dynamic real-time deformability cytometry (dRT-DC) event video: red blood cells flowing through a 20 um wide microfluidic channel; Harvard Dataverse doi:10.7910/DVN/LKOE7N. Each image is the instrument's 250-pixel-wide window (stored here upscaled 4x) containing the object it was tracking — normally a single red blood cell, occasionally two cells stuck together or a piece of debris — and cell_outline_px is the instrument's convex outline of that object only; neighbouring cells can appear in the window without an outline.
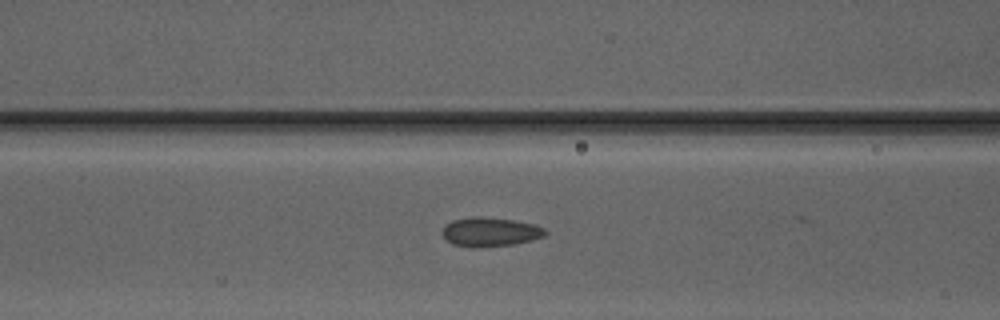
{"species": "Egyptian fruit bat (a non-hibernating species)", "species_latin": "Rousettus aegyptiacus", "temperature_condition": "warm", "stored_images_in_passage": 37, "camera_frame_rate_fps": 3000, "um_per_image_px": 0.085, "animal": {"sex": "male"}, "frame": {"image": 1, "passage_image": 22, "time_ms": 7.0, "image_size_px": [1000, 320], "cell_outline_px": [[548, 232], [544, 236], [532, 240], [512, 244], [476, 248], [472, 248], [452, 244], [444, 236], [444, 228], [452, 220], [472, 216], [480, 216], [512, 220], [536, 224], [544, 228]], "centroid_in_image_um": [41.7, 19.71], "position_along_channel_um": 124.9, "area_um2": 17.4}}
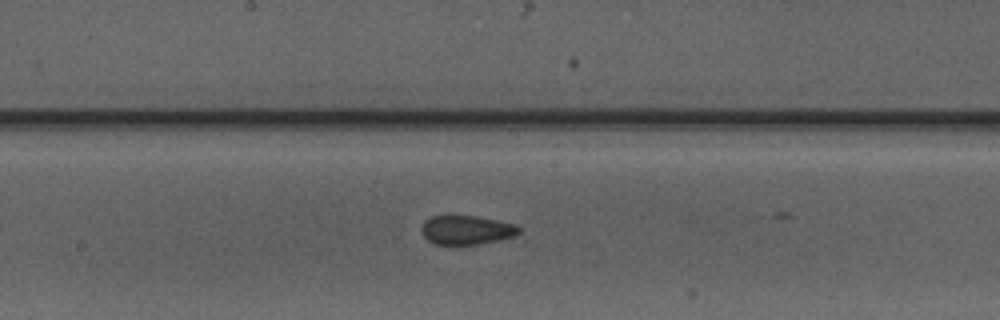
{"frame": {"image": 2, "passage_image": 28, "time_ms": 9.0, "image_size_px": [1000, 320], "cell_outline_px": [[520, 232], [512, 236], [496, 240], [476, 244], [436, 244], [428, 240], [424, 236], [420, 228], [424, 220], [432, 216], [476, 216], [512, 224], [520, 228]], "centroid_in_image_um": [39.58, 19.54], "position_along_channel_um": 208.6, "area_um2": 16.07}}
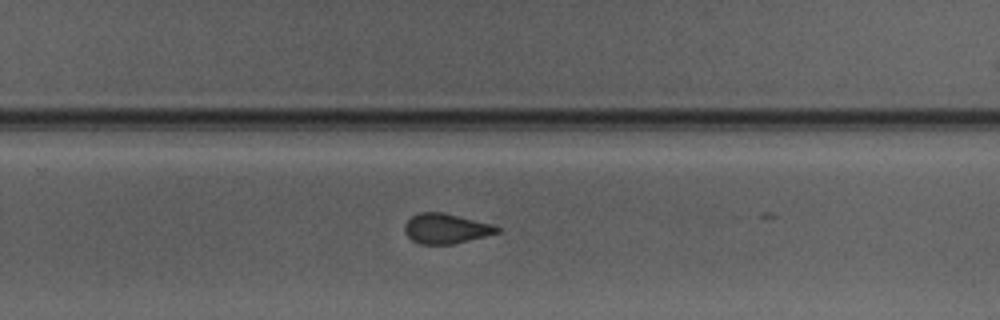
{"frame": {"image": 3, "passage_image": 34, "time_ms": 11.0, "image_size_px": [1000, 320], "cell_outline_px": [[500, 232], [452, 244], [420, 244], [412, 240], [404, 232], [404, 224], [412, 216], [420, 212], [444, 212], [492, 224], [500, 228]], "centroid_in_image_um": [37.88, 19.42], "position_along_channel_um": 291.9, "area_um2": 16.07}}